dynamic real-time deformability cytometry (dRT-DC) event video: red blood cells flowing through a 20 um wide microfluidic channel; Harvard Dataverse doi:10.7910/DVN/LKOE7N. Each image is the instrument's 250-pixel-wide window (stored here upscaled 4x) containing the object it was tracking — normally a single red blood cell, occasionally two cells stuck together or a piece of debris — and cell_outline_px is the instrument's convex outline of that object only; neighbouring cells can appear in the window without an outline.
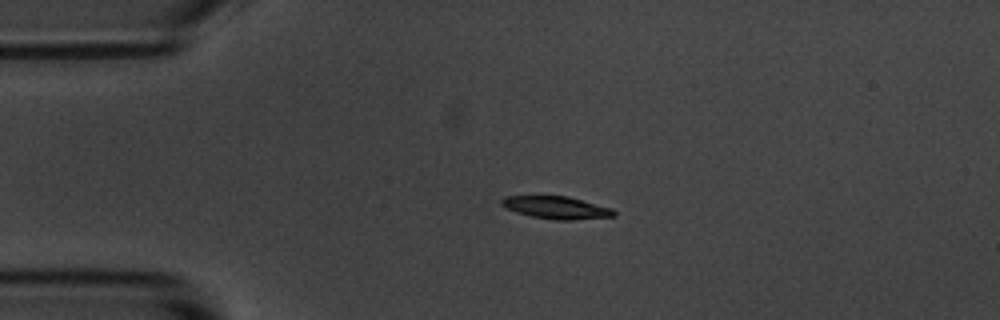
{"species": "common noctule bat (a hibernating species)", "species_latin": "Nyctalus noctula", "temperature_condition": "room temperature", "stored_images_in_passage": 3, "camera_frame_rate_fps": 3000, "um_per_image_px": 0.085, "animal": {"sex": "male", "body_mass_g": 20.1, "forearm_length_mm": 53.5}, "frame": {"image": 1, "passage_image": 2, "time_ms": 1.0, "image_size_px": [1000, 320], "cell_outline_px": [[616, 216], [572, 220], [556, 220], [532, 216], [516, 212], [500, 204], [500, 200], [504, 196], [568, 196], [612, 208], [616, 212]], "centroid_in_image_um": [47.31, 17.64], "position_along_channel_um": 37.7, "area_um2": 14.68}}